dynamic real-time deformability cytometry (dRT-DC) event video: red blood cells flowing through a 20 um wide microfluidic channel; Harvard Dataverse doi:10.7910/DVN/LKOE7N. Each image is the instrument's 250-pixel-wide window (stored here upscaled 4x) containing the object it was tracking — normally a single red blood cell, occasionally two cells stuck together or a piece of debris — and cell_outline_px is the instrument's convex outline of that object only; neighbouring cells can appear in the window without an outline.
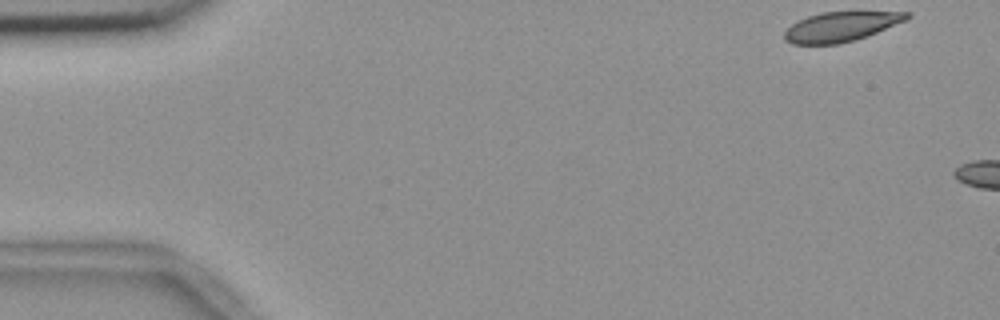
{"species": "common noctule bat (a hibernating species)", "species_latin": "Nyctalus noctula", "temperature_condition": "room temperature", "stored_images_in_passage": 11, "camera_frame_rate_fps": 3000, "um_per_image_px": 0.085, "animal": {"sex": "female", "body_mass_g": 18.4}, "frame": {"image": 1, "passage_image": 1, "time_ms": 0.0, "image_size_px": [1000, 320], "cell_outline_px": [[912, 16], [908, 20], [856, 40], [836, 44], [792, 44], [784, 40], [784, 32], [792, 24], [808, 16], [820, 12], [908, 12]], "centroid_in_image_um": [71.49, 2.27], "position_along_channel_um": 13.5, "area_um2": 21.1}}